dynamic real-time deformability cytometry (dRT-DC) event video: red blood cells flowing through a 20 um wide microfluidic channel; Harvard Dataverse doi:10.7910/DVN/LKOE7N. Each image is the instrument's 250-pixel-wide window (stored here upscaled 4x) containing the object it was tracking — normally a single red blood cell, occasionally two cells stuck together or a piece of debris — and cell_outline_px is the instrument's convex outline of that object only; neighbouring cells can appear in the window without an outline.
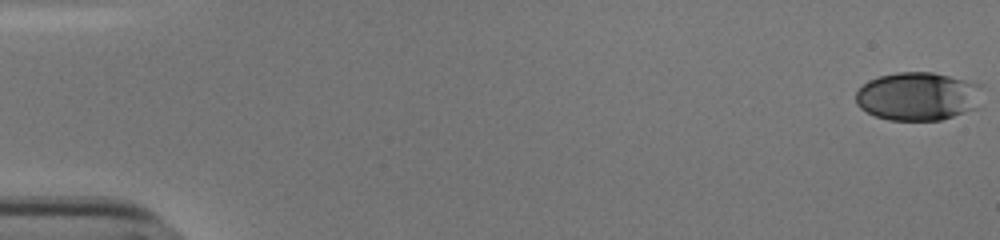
{"species": "human", "species_latin": "Homo sapiens", "temperature_condition": "cold", "stored_images_in_passage": 54, "camera_frame_rate_fps": 3000, "um_per_image_px": 0.085, "donor": {"sex": "male"}, "frame": {"image": 1, "passage_image": 1, "time_ms": 0.0, "image_size_px": [1000, 240], "cell_outline_px": [[980, 84], [972, 108], [952, 116], [940, 120], [888, 120], [876, 116], [860, 108], [856, 104], [856, 92], [868, 80], [880, 76], [896, 72], [932, 72]], "centroid_in_image_um": [77.89, 8.18], "position_along_channel_um": 7.1, "area_um2": 34.74}}
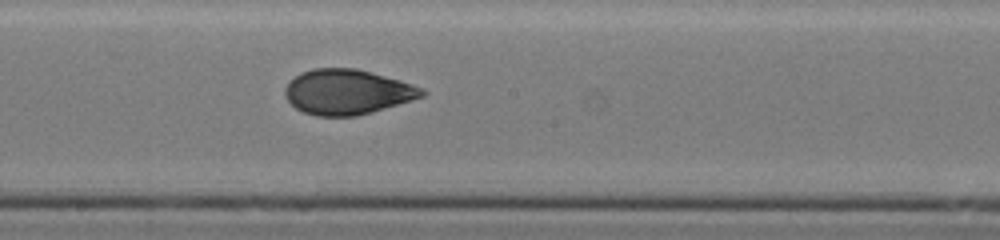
{"frame": {"image": 2, "passage_image": 31, "time_ms": 10.0, "image_size_px": [1000, 240], "cell_outline_px": [[428, 92], [424, 96], [372, 112], [356, 116], [316, 116], [304, 112], [296, 108], [284, 96], [284, 88], [288, 80], [300, 72], [312, 68], [356, 68], [372, 72], [400, 80], [420, 88]], "centroid_in_image_um": [29.47, 7.8], "position_along_channel_um": 218.7, "area_um2": 36.07}}
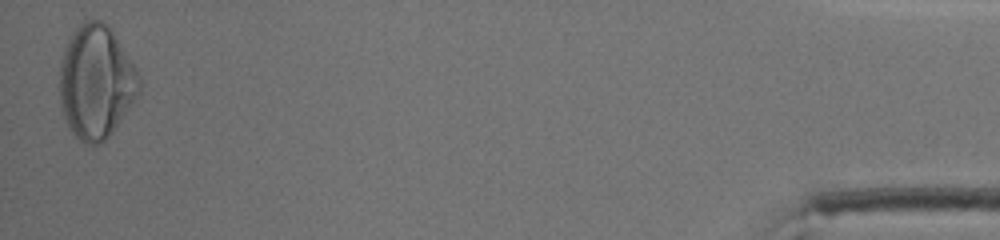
{"frame": {"image": 3, "passage_image": 54, "time_ms": 17.667, "image_size_px": [1000, 240], "cell_outline_px": [[140, 92], [112, 132], [104, 140], [96, 144], [84, 144], [68, 128], [60, 108], [60, 64], [68, 40], [76, 28], [84, 20], [104, 20], [112, 32], [140, 76]], "centroid_in_image_um": [8.14, 6.99], "position_along_channel_um": 427.1, "area_um2": 52.08}, "authors_computed_cell_mechanics": {"area_um2": 35.8938, "velocity_mm_per_s": 3.8316, "shape_relaxation_time_tau1_ms": 6.1214, "shape_relaxation_time_tau2_ms": 1.6136, "deformation_change_tau1": 0.1832, "deformation_change_tau2": 0.0647}}